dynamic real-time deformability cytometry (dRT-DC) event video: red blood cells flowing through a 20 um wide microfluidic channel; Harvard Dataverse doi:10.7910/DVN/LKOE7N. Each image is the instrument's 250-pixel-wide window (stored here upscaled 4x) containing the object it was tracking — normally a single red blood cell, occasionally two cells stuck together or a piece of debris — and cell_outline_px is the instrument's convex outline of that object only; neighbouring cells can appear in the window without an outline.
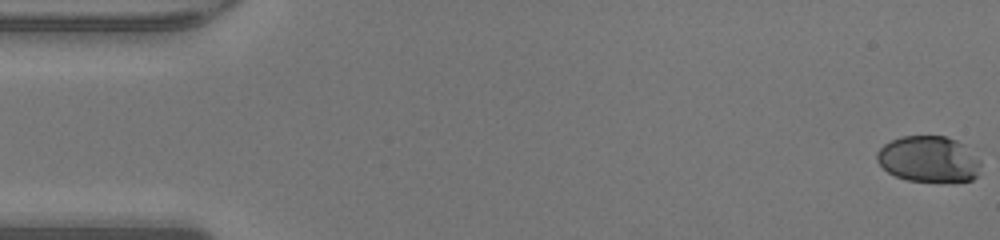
{"species": "human", "species_latin": "Homo sapiens", "temperature_condition": "warm", "stored_images_in_passage": 48, "camera_frame_rate_fps": 3000, "um_per_image_px": 0.085, "donor": {"sex": "male"}, "frame": {"image": 1, "passage_image": 1, "time_ms": 0.0, "image_size_px": [1000, 240], "cell_outline_px": [[980, 164], [976, 176], [972, 180], [908, 180], [896, 176], [888, 172], [876, 160], [876, 152], [884, 144], [900, 136], [944, 136], [956, 140], [964, 144], [980, 160]], "centroid_in_image_um": [78.91, 13.49], "position_along_channel_um": 6.1, "area_um2": 27.46}}
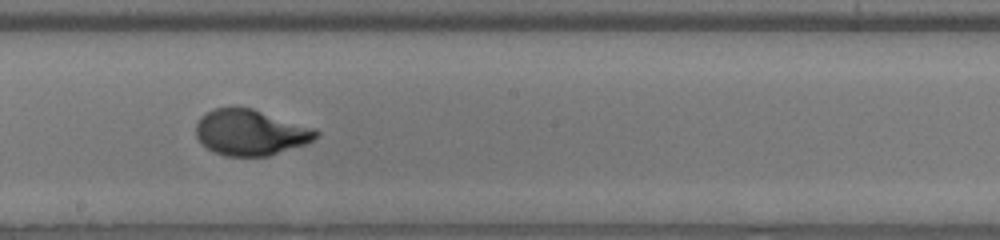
{"frame": {"image": 2, "passage_image": 27, "time_ms": 8.667, "image_size_px": [1000, 240], "cell_outline_px": [[320, 136], [308, 144], [268, 156], [224, 156], [208, 148], [196, 136], [196, 124], [200, 116], [216, 108], [252, 108], [316, 128], [320, 132]], "centroid_in_image_um": [21.36, 11.27], "position_along_channel_um": 226.8, "area_um2": 32.14}}
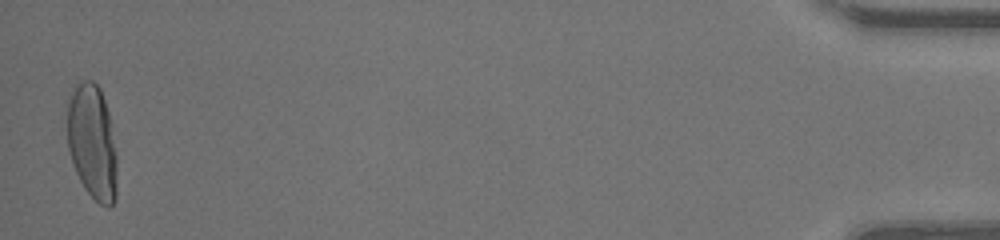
{"frame": {"image": 3, "passage_image": 48, "time_ms": 15.667, "image_size_px": [1000, 240], "cell_outline_px": [[116, 200], [108, 208], [100, 204], [84, 188], [76, 172], [68, 148], [68, 104], [72, 92], [76, 84], [80, 80], [92, 80], [100, 88], [108, 112], [116, 156]], "centroid_in_image_um": [7.84, 12.09], "position_along_channel_um": 427.4, "area_um2": 32.95}, "authors_computed_cell_mechanics": {"area_um2": 31.3854, "velocity_mm_per_s": 4.3336, "shape_relaxation_time_tau1_ms": 4.6319, "shape_relaxation_time_tau2_ms": null, "deformation_change_tau1": 0.242, "deformation_change_tau2": null}}